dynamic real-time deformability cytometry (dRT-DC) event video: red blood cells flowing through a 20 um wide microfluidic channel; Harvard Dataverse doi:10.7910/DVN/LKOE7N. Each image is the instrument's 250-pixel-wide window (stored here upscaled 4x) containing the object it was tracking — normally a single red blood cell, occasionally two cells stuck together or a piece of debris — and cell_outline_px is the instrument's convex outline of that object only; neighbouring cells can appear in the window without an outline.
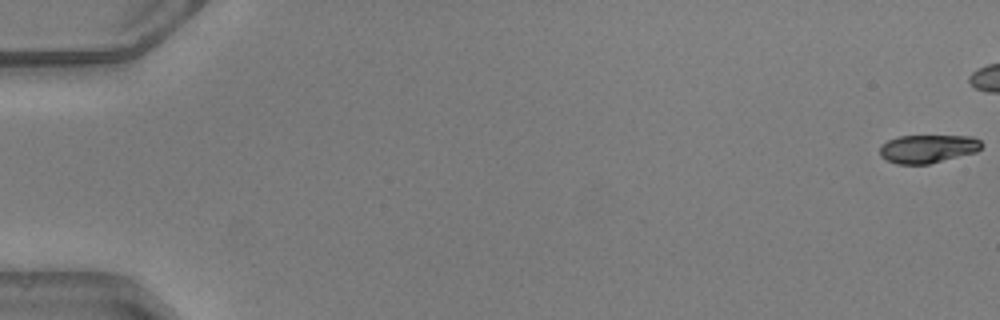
{"species": "common noctule bat (a hibernating species)", "species_latin": "Nyctalus noctula", "temperature_condition": "warm", "stored_images_in_passage": 42, "camera_frame_rate_fps": 3000, "um_per_image_px": 0.085, "animal": {"sex": "male", "body_mass_g": 20.5, "forearm_length_mm": 52.5}, "frame": {"image": 1, "passage_image": 1, "time_ms": 0.0, "image_size_px": [1000, 320], "cell_outline_px": [[984, 144], [976, 152], [928, 164], [896, 164], [880, 156], [880, 144], [888, 140], [900, 136], [972, 136], [980, 140]], "centroid_in_image_um": [78.86, 12.64], "position_along_channel_um": 6.1, "area_um2": 16.76}}